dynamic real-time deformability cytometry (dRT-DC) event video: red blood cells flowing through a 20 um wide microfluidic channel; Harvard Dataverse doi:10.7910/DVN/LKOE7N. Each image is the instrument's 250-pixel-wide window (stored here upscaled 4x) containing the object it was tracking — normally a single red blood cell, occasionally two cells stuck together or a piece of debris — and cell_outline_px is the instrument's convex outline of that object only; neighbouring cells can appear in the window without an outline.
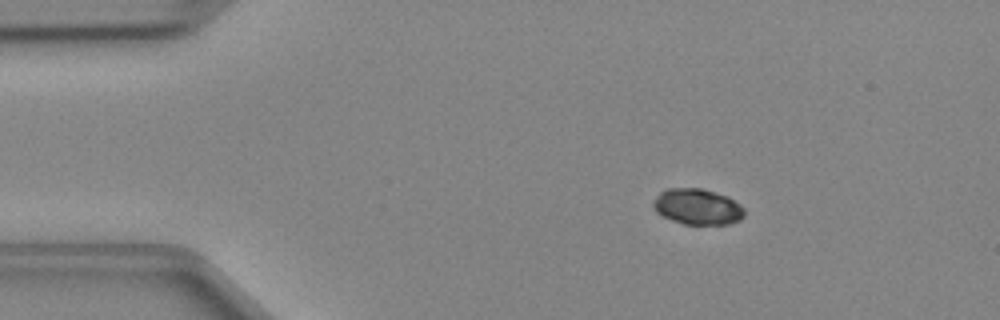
{"species": "Egyptian fruit bat (a non-hibernating species)", "species_latin": "Rousettus aegyptiacus", "temperature_condition": "cold", "stored_images_in_passage": 41, "camera_frame_rate_fps": 3000, "um_per_image_px": 0.085, "animal": {"sex": "female"}, "frame": {"image": 1, "passage_image": 1, "time_ms": 0.0, "image_size_px": [1000, 320], "cell_outline_px": [[744, 216], [740, 220], [728, 224], [684, 224], [672, 220], [656, 212], [652, 208], [652, 204], [656, 196], [660, 192], [668, 188], [700, 188], [728, 196], [740, 204], [744, 208]], "centroid_in_image_um": [59.28, 17.57], "position_along_channel_um": 25.7, "area_um2": 19.07}}
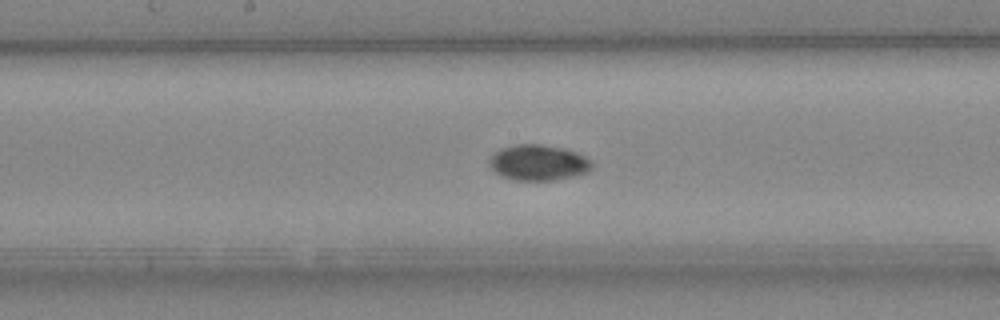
{"frame": {"image": 2, "passage_image": 18, "time_ms": 5.667, "image_size_px": [1000, 320], "cell_outline_px": [[592, 168], [588, 172], [572, 176], [552, 180], [512, 180], [500, 176], [488, 164], [488, 160], [500, 148], [520, 144], [540, 144], [564, 148], [576, 152], [592, 160]], "centroid_in_image_um": [45.76, 13.82], "position_along_channel_um": 202.4, "area_um2": 21.33}}
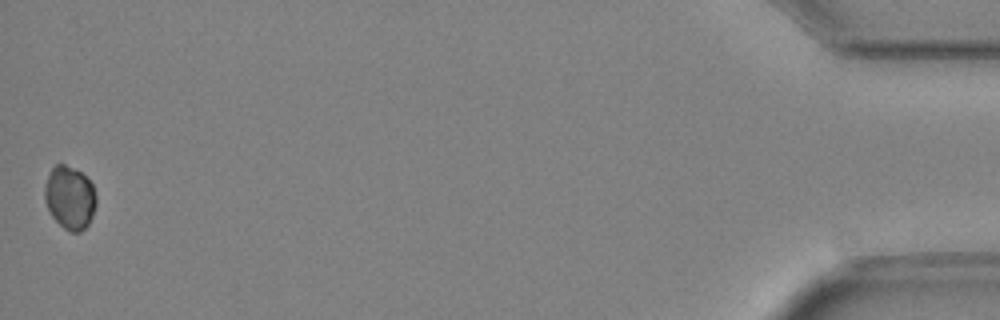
{"frame": {"image": 3, "passage_image": 41, "time_ms": 13.333, "image_size_px": [1000, 320], "cell_outline_px": [[96, 204], [92, 216], [88, 224], [80, 232], [72, 232], [64, 228], [52, 216], [44, 200], [44, 188], [48, 176], [52, 168], [56, 164], [64, 164], [80, 172], [92, 184], [96, 196]], "centroid_in_image_um": [5.93, 16.8], "position_along_channel_um": 429.3, "area_um2": 18.73}}